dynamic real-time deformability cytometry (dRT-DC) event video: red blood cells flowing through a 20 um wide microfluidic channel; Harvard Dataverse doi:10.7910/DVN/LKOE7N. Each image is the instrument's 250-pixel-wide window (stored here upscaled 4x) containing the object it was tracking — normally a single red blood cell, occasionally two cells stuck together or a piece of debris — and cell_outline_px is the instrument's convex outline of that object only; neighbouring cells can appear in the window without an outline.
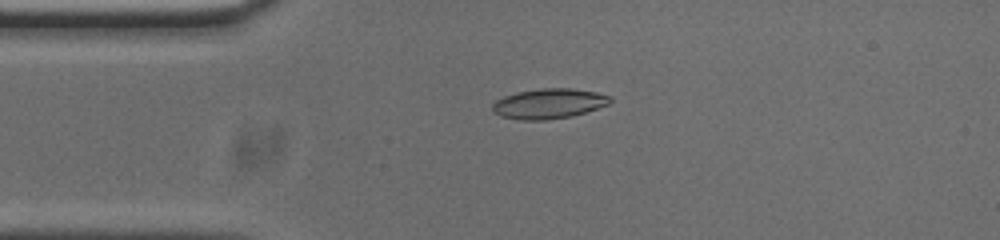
{"species": "common noctule bat (a hibernating species)", "species_latin": "Nyctalus noctula", "temperature_condition": "cold", "stored_images_in_passage": 52, "camera_frame_rate_fps": 3000, "um_per_image_px": 0.085, "animal": {"sex": "male", "body_mass_g": 20.0, "forearm_length_mm": 53.3}, "frame": {"image": 1, "passage_image": 11, "time_ms": 3.333, "image_size_px": [1000, 240], "cell_outline_px": [[612, 100], [608, 104], [572, 116], [544, 120], [520, 120], [500, 116], [492, 112], [492, 104], [496, 100], [504, 96], [516, 92], [540, 88], [572, 88], [596, 92], [612, 96]], "centroid_in_image_um": [46.62, 8.8], "position_along_channel_um": 38.4, "area_um2": 20.69}}
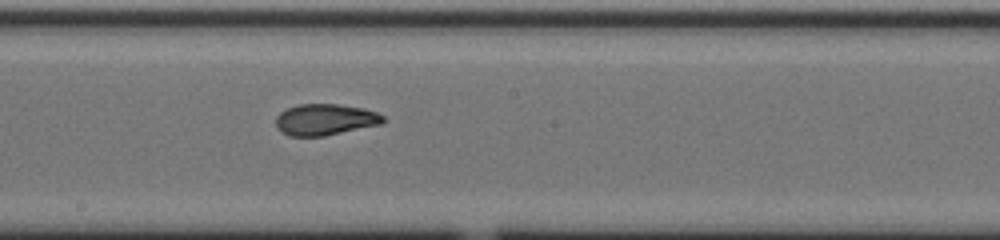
{"frame": {"image": 2, "passage_image": 27, "time_ms": 8.667, "image_size_px": [1000, 240], "cell_outline_px": [[384, 120], [380, 124], [324, 136], [292, 136], [276, 128], [276, 116], [280, 112], [296, 104], [340, 104], [364, 108], [376, 112], [384, 116]], "centroid_in_image_um": [27.62, 10.15], "position_along_channel_um": 220.6, "area_um2": 19.48}}
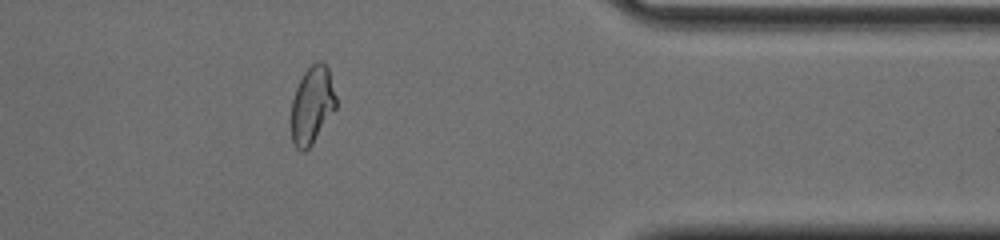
{"frame": {"image": 3, "passage_image": 42, "time_ms": 13.667, "image_size_px": [1000, 240], "cell_outline_px": [[336, 108], [312, 144], [304, 152], [300, 152], [296, 148], [292, 140], [292, 100], [296, 88], [304, 72], [316, 60], [324, 60], [328, 68], [336, 96]], "centroid_in_image_um": [26.54, 8.91], "position_along_channel_um": 384.9, "area_um2": 20.17}, "authors_computed_cell_mechanics": {"area_um2": 20.0566, "velocity_mm_per_s": 3.7791, "shape_relaxation_time_tau1_ms": null, "shape_relaxation_time_tau2_ms": 1.5114, "deformation_change_tau1": null, "deformation_change_tau2": 0.0687}}